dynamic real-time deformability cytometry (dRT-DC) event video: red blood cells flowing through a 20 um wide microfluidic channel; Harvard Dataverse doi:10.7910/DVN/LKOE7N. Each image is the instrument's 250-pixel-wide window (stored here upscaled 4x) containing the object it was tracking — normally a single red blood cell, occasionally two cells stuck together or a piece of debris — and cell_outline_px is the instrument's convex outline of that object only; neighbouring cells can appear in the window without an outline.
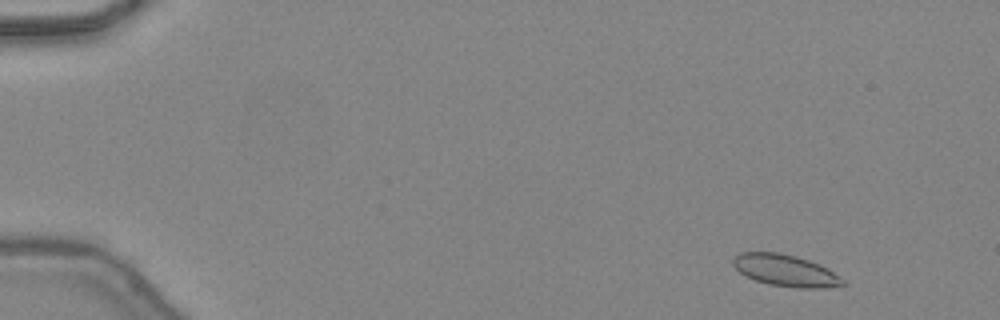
{"species": "common noctule bat (a hibernating species)", "species_latin": "Nyctalus noctula", "temperature_condition": "warm", "stored_images_in_passage": 47, "camera_frame_rate_fps": 3000, "um_per_image_px": 0.085, "animal": {"sex": "female", "body_mass_g": 24.6, "forearm_length_mm": 56.2}, "frame": {"image": 1, "passage_image": 3, "time_ms": 0.667, "image_size_px": [1000, 320], "cell_outline_px": [[844, 284], [824, 288], [800, 288], [768, 284], [744, 276], [732, 264], [732, 260], [740, 252], [780, 252], [796, 256], [820, 264], [828, 268], [840, 276], [844, 280]], "centroid_in_image_um": [66.76, 22.98], "position_along_channel_um": 18.2, "area_um2": 20.29}}
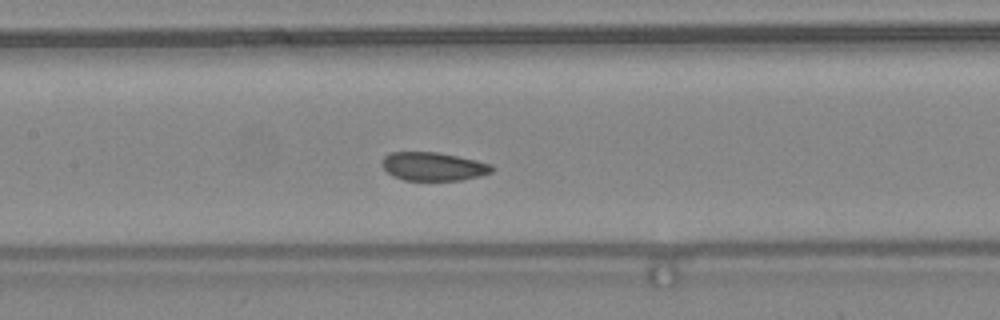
{"frame": {"image": 2, "passage_image": 22, "time_ms": 7.0, "image_size_px": [1000, 320], "cell_outline_px": [[496, 168], [492, 172], [480, 176], [464, 180], [404, 180], [392, 176], [380, 164], [384, 156], [392, 152], [436, 152], [476, 160], [492, 164]], "centroid_in_image_um": [36.85, 14.15], "position_along_channel_um": 170.6, "area_um2": 18.32}}
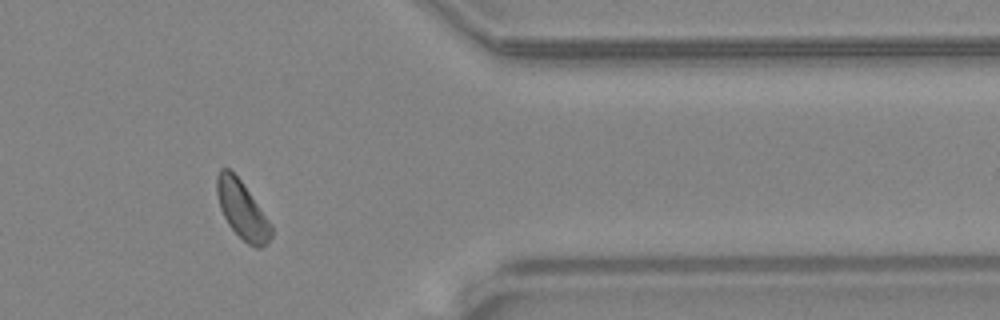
{"frame": {"image": 3, "passage_image": 38, "time_ms": 12.333, "image_size_px": [1000, 320], "cell_outline_px": [[272, 236], [268, 244], [260, 248], [256, 248], [248, 244], [228, 224], [220, 208], [216, 192], [216, 176], [220, 168], [228, 168], [240, 180], [272, 224]], "centroid_in_image_um": [20.59, 17.86], "position_along_channel_um": 390.8, "area_um2": 18.15}, "authors_computed_cell_mechanics": {"area_um2": 19.074, "velocity_mm_per_s": 4.425, "shape_relaxation_time_tau1_ms": 6.675, "shape_relaxation_time_tau2_ms": 0.2893, "deformation_change_tau1": 0.1121, "deformation_change_tau2": 0.0381}}